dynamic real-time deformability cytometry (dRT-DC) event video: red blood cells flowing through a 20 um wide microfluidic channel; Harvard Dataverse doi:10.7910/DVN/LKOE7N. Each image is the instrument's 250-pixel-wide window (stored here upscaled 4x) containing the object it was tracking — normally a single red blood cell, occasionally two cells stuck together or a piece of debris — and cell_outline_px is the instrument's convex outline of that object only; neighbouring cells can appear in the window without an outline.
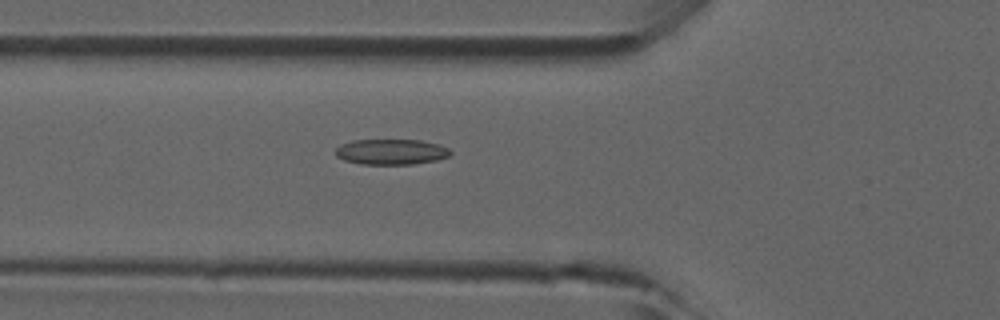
{"species": "common noctule bat (a hibernating species)", "species_latin": "Nyctalus noctula", "temperature_condition": "room temperature", "stored_images_in_passage": 44, "camera_frame_rate_fps": 3000, "um_per_image_px": 0.085, "animal": {"sex": "male", "forearm_length_mm": 52.5}, "frame": {"image": 1, "passage_image": 13, "time_ms": 4.0, "image_size_px": [1000, 320], "cell_outline_px": [[452, 152], [448, 156], [436, 160], [412, 164], [360, 164], [344, 160], [336, 156], [336, 148], [340, 144], [352, 140], [420, 140], [440, 144], [448, 148]], "centroid_in_image_um": [33.24, 12.9], "position_along_channel_um": 92.6, "area_um2": 17.11}}